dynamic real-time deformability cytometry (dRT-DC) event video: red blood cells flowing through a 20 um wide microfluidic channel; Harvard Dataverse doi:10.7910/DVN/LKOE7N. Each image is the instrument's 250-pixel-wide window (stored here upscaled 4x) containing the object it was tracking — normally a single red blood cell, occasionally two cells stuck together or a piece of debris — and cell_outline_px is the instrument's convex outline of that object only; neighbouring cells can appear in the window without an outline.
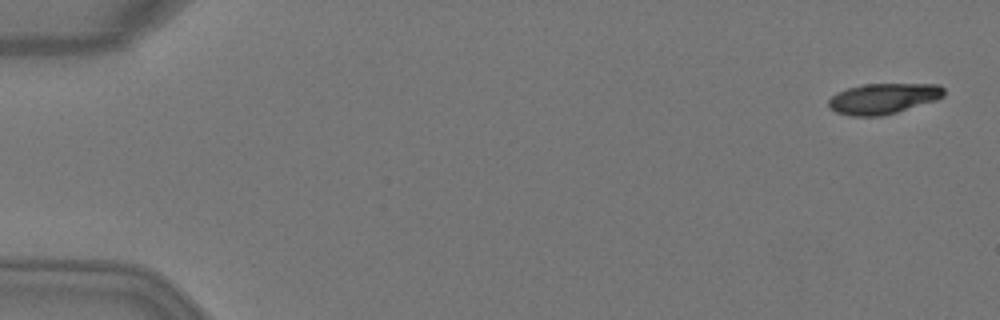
{"species": "Egyptian fruit bat (a non-hibernating species)", "species_latin": "Rousettus aegyptiacus", "temperature_condition": "warm", "stored_images_in_passage": 5, "camera_frame_rate_fps": 3000, "um_per_image_px": 0.085, "animal": {"sex": "female"}, "frame": {"image": 1, "passage_image": 1, "time_ms": 0.0, "image_size_px": [1000, 320], "cell_outline_px": [[944, 96], [936, 100], [884, 116], [852, 116], [836, 112], [828, 108], [828, 100], [836, 92], [848, 88], [864, 84], [940, 84], [944, 88]], "centroid_in_image_um": [75.06, 8.38], "position_along_channel_um": 9.9, "area_um2": 20.69}}